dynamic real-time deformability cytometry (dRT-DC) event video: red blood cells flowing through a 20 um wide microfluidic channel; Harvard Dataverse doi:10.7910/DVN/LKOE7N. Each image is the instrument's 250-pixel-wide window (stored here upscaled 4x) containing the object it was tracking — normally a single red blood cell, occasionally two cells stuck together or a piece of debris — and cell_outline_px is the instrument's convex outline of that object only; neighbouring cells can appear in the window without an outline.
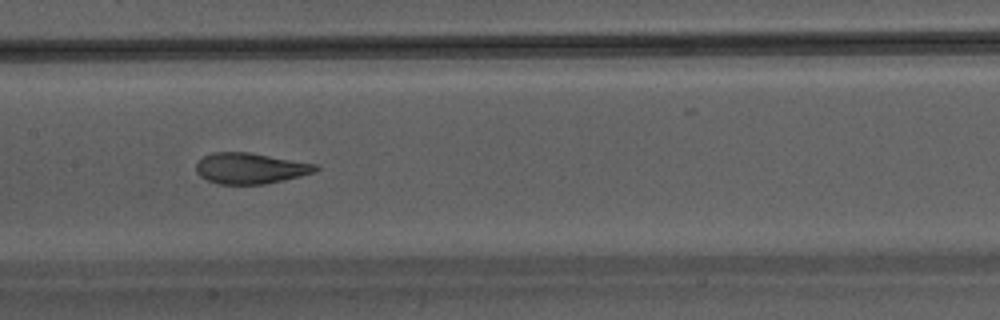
{"species": "Egyptian fruit bat (a non-hibernating species)", "species_latin": "Rousettus aegyptiacus", "temperature_condition": "warm", "stored_images_in_passage": 35, "camera_frame_rate_fps": 3000, "um_per_image_px": 0.085, "animal": {"sex": "male"}, "frame": {"image": 1, "passage_image": 16, "time_ms": 5.0, "image_size_px": [1000, 320], "cell_outline_px": [[320, 168], [312, 172], [300, 176], [264, 184], [220, 184], [208, 180], [200, 176], [196, 172], [196, 164], [204, 156], [212, 152], [248, 152], [316, 164]], "centroid_in_image_um": [21.24, 14.3], "position_along_channel_um": 186.2, "area_um2": 21.21}}